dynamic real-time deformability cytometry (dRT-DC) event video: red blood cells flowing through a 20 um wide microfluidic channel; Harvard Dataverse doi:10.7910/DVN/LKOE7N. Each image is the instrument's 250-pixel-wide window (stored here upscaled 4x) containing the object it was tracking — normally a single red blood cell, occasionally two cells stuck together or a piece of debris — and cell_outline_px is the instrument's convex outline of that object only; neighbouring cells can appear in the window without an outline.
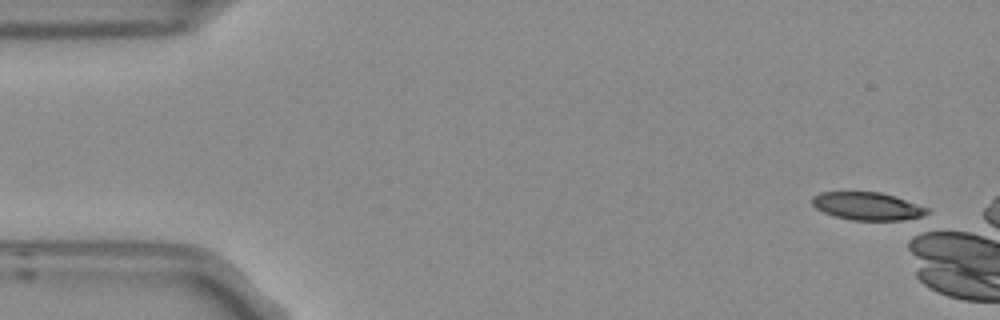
{"species": "Egyptian fruit bat (a non-hibernating species)", "species_latin": "Rousettus aegyptiacus", "temperature_condition": "room temperature", "stored_images_in_passage": 3, "camera_frame_rate_fps": 3000, "um_per_image_px": 0.085, "frame": {"image": 1, "passage_image": 1, "time_ms": 0.0, "image_size_px": [1000, 320], "cell_outline_px": [[928, 212], [920, 220], [852, 220], [836, 216], [824, 212], [816, 208], [812, 204], [812, 196], [820, 192], [880, 192], [896, 196], [928, 208]], "centroid_in_image_um": [73.79, 17.53], "position_along_channel_um": 11.2, "area_um2": 18.84}}